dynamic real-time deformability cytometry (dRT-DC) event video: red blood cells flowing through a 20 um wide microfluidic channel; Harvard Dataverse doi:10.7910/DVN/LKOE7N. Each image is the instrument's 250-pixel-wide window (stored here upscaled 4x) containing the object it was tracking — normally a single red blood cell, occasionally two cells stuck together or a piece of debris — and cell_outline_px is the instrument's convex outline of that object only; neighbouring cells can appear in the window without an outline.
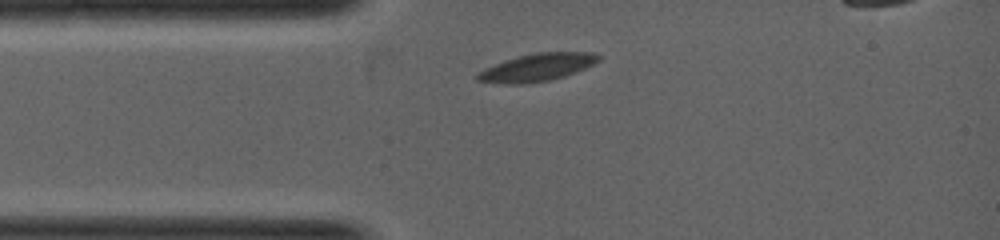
{"species": "common noctule bat (a hibernating species)", "species_latin": "Nyctalus noctula", "temperature_condition": "warm", "stored_images_in_passage": 2, "camera_frame_rate_fps": 5000, "um_per_image_px": 0.085, "animal": {"sex": "female", "body_mass_g": 19.0, "forearm_length_mm": 53.3}, "frame": {"image": 1, "passage_image": 1, "time_ms": 0.0, "image_size_px": [1000, 240], "cell_outline_px": [[600, 60], [576, 72], [564, 76], [548, 80], [524, 84], [504, 84], [476, 80], [476, 76], [484, 68], [504, 60], [536, 52], [592, 52], [600, 56]], "centroid_in_image_um": [45.64, 5.73], "position_along_channel_um": 39.4, "area_um2": 19.31}}
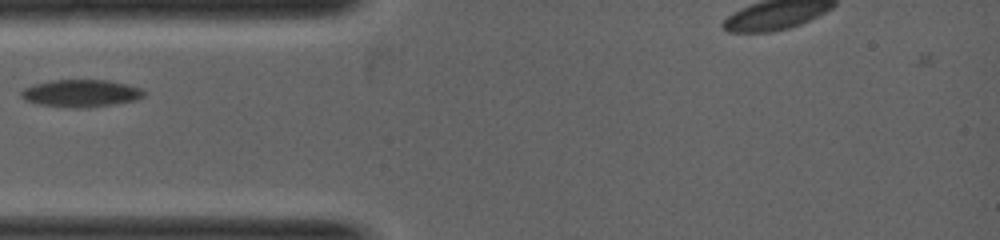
{"frame": {"image": 2, "passage_image": 2, "time_ms": 0.6, "image_size_px": [1000, 240], "cell_outline_px": [[144, 96], [136, 100], [88, 108], [76, 108], [40, 104], [24, 100], [20, 96], [20, 92], [24, 88], [32, 84], [52, 80], [108, 80], [128, 84], [140, 88], [144, 92]], "centroid_in_image_um": [6.86, 7.92], "position_along_channel_um": 78.1, "area_um2": 19.59}}